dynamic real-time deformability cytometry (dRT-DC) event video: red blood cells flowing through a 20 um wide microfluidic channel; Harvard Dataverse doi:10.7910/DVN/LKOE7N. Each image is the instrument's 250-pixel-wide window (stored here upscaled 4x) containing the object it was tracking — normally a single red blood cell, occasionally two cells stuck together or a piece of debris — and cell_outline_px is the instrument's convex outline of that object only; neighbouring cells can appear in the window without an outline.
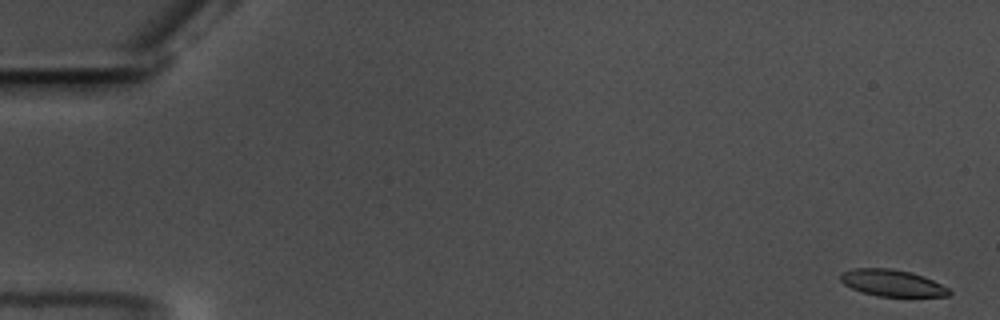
{"species": "common noctule bat (a hibernating species)", "species_latin": "Nyctalus noctula", "temperature_condition": "warm", "stored_images_in_passage": 59, "camera_frame_rate_fps": 3000, "um_per_image_px": 0.085, "animal": {"sex": "male", "body_mass_g": 17.5, "forearm_length_mm": 52.3}, "frame": {"image": 1, "passage_image": 1, "time_ms": 0.0, "image_size_px": [1000, 320], "cell_outline_px": [[952, 292], [948, 296], [880, 296], [860, 292], [844, 284], [840, 280], [840, 272], [852, 268], [892, 268], [912, 272], [924, 276], [948, 288]], "centroid_in_image_um": [75.8, 24.04], "position_along_channel_um": 9.2, "area_um2": 16.94}}
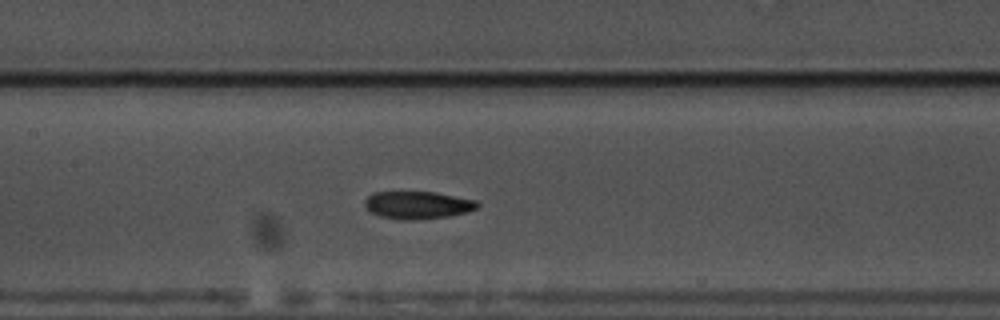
{"frame": {"image": 2, "passage_image": 28, "time_ms": 9.0, "image_size_px": [1000, 320], "cell_outline_px": [[480, 204], [476, 208], [468, 212], [448, 216], [416, 220], [408, 220], [380, 216], [368, 212], [364, 208], [364, 200], [372, 192], [436, 192], [476, 200]], "centroid_in_image_um": [35.47, 17.42], "position_along_channel_um": 171.9, "area_um2": 18.26}}
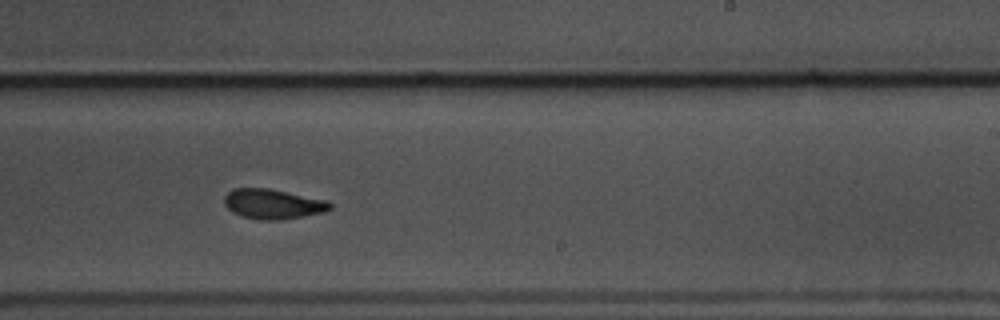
{"frame": {"image": 3, "passage_image": 36, "time_ms": 11.667, "image_size_px": [1000, 320], "cell_outline_px": [[332, 208], [324, 212], [280, 220], [260, 220], [240, 216], [232, 212], [224, 204], [224, 196], [232, 188], [268, 188], [328, 200], [332, 204]], "centroid_in_image_um": [23.18, 17.34], "position_along_channel_um": 265.8, "area_um2": 18.55}, "authors_computed_cell_mechanics": {"area_um2": 18.2648, "velocity_mm_per_s": 3.5365, "shape_relaxation_time_tau1_ms": 5.6404, "shape_relaxation_time_tau2_ms": 3.1139, "deformation_change_tau1": 0.1582, "deformation_change_tau2": 0.1}}